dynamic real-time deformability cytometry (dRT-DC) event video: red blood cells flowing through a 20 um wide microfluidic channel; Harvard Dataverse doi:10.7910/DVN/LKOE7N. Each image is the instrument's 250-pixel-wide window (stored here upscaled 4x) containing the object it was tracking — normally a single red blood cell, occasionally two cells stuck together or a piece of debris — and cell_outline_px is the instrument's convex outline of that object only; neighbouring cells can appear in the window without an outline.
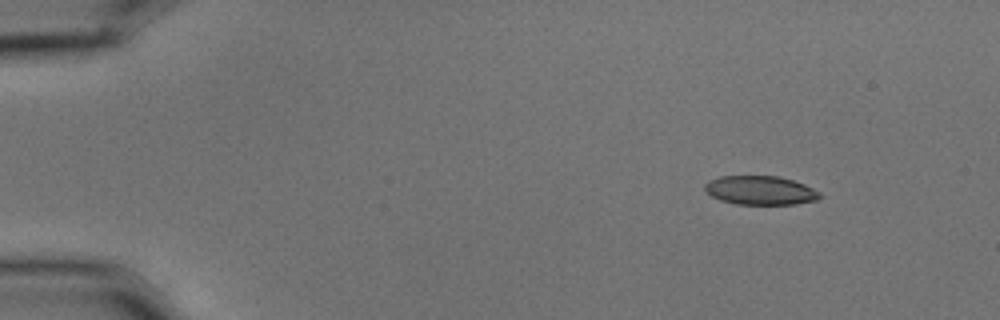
{"species": "common noctule bat (a hibernating species)", "species_latin": "Nyctalus noctula", "temperature_condition": "cold", "stored_images_in_passage": 5, "camera_frame_rate_fps": 3000, "um_per_image_px": 0.085, "animal": {"sex": "male", "body_mass_g": 15.6}, "frame": {"image": 1, "passage_image": 1, "time_ms": 0.0, "image_size_px": [1000, 320], "cell_outline_px": [[824, 196], [816, 200], [796, 204], [736, 204], [720, 200], [712, 196], [704, 188], [704, 184], [708, 180], [720, 176], [780, 176], [804, 184], [820, 192]], "centroid_in_image_um": [64.64, 16.18], "position_along_channel_um": 20.4, "area_um2": 19.42}}
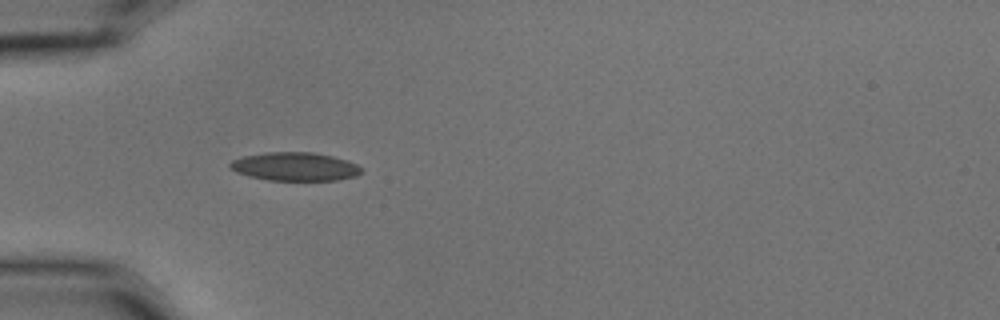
{"frame": {"image": 2, "passage_image": 4, "time_ms": 1.0, "image_size_px": [1000, 320], "cell_outline_px": [[360, 172], [356, 176], [336, 180], [268, 180], [248, 176], [236, 172], [228, 164], [232, 160], [244, 156], [264, 152], [312, 152], [332, 156], [356, 164], [360, 168]], "centroid_in_image_um": [25.02, 14.16], "position_along_channel_um": 60.0, "area_um2": 21.56}}